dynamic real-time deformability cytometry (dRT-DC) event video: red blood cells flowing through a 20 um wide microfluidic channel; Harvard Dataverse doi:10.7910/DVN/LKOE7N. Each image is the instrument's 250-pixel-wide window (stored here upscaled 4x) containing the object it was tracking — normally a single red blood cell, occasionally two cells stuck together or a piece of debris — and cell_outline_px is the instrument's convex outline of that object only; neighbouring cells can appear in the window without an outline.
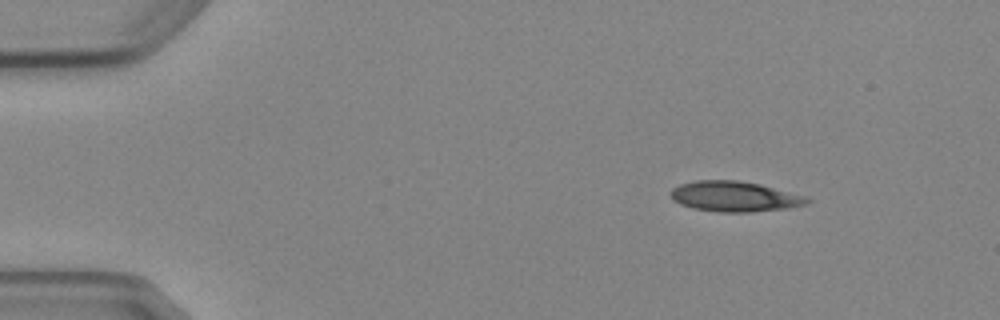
{"species": "Egyptian fruit bat (a non-hibernating species)", "species_latin": "Rousettus aegyptiacus", "temperature_condition": "cold", "stored_images_in_passage": 3, "camera_frame_rate_fps": 3000, "um_per_image_px": 0.085, "animal": {"sex": "female"}, "frame": {"image": 1, "passage_image": 1, "time_ms": 0.0, "image_size_px": [1000, 320], "cell_outline_px": [[812, 200], [808, 204], [788, 208], [748, 212], [720, 212], [692, 208], [680, 204], [672, 200], [668, 192], [672, 188], [680, 184], [696, 180], [736, 180], [760, 184], [808, 196]], "centroid_in_image_um": [62.44, 16.7], "position_along_channel_um": 22.6, "area_um2": 24.39}}